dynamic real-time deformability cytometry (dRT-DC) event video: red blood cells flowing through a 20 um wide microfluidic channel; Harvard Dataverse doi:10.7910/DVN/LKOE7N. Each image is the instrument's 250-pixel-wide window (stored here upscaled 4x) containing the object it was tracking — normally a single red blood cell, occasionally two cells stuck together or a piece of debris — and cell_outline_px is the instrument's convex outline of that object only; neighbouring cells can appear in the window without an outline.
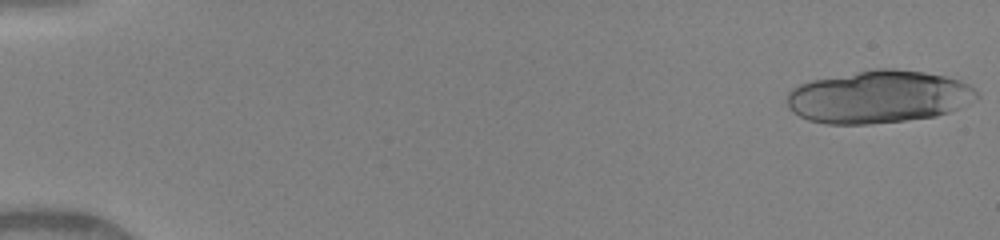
{"species": "human", "species_latin": "Homo sapiens", "temperature_condition": "warm", "stored_images_in_passage": 22, "camera_frame_rate_fps": 3000, "um_per_image_px": 0.085, "donor": {"sex": "female"}, "frame": {"image": 1, "passage_image": 1, "time_ms": 0.0, "image_size_px": [1000, 240], "cell_outline_px": [[980, 96], [948, 112], [936, 116], [904, 120], [868, 124], [824, 124], [808, 120], [792, 112], [788, 108], [784, 100], [788, 92], [792, 88], [800, 84], [812, 80], [876, 68], [892, 68], [924, 72], [944, 76], [960, 80], [968, 84]], "centroid_in_image_um": [74.61, 8.23], "position_along_channel_um": 10.4, "area_um2": 58.09}}